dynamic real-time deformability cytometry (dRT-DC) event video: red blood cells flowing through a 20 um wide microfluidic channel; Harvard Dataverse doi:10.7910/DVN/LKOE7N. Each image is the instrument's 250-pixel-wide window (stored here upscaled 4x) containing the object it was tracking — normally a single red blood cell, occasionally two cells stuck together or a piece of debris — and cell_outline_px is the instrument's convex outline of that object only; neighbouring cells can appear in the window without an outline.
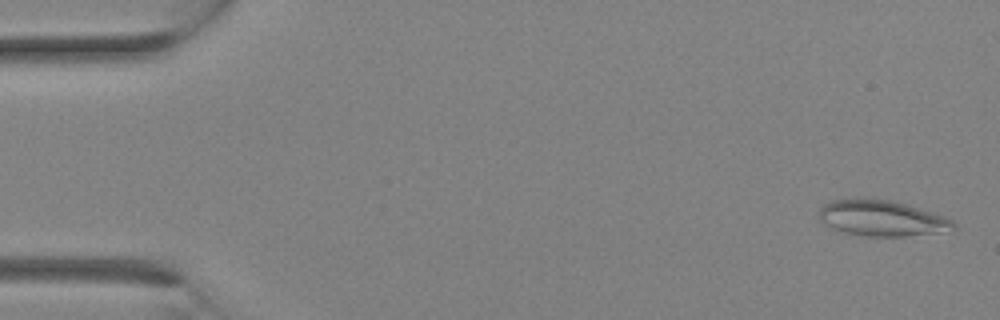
{"species": "Egyptian fruit bat (a non-hibernating species)", "species_latin": "Rousettus aegyptiacus", "temperature_condition": "room temperature", "stored_images_in_passage": 29, "camera_frame_rate_fps": 3000, "um_per_image_px": 0.085, "animal": {"sex": "female"}, "frame": {"image": 1, "passage_image": 1, "time_ms": 0.0, "image_size_px": [1000, 320], "cell_outline_px": [[956, 228], [952, 232], [904, 236], [864, 236], [840, 232], [824, 224], [820, 220], [820, 208], [824, 204], [832, 200], [864, 196], [888, 200], [908, 204], [944, 216], [952, 220], [956, 224]], "centroid_in_image_um": [74.98, 18.54], "position_along_channel_um": 10.0, "area_um2": 28.78}}
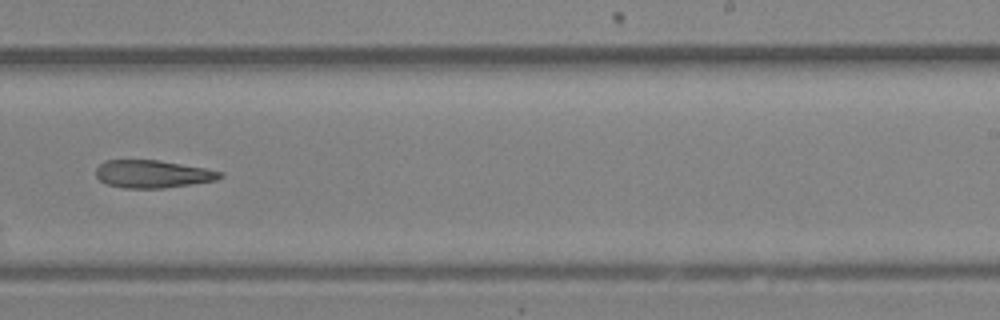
{"frame": {"image": 2, "passage_image": 18, "time_ms": 5.667, "image_size_px": [1000, 320], "cell_outline_px": [[224, 176], [216, 180], [192, 184], [164, 188], [124, 188], [108, 184], [100, 180], [96, 176], [96, 168], [104, 160], [156, 160], [204, 168], [224, 172]], "centroid_in_image_um": [12.98, 14.79], "position_along_channel_um": 276.0, "area_um2": 19.94}}
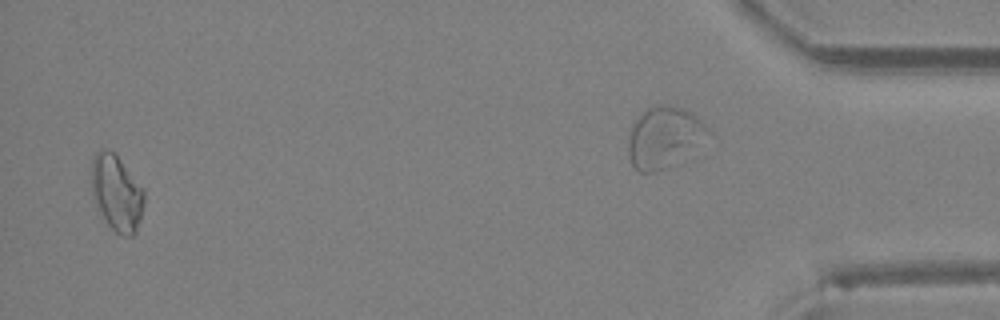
{"frame": {"image": 3, "passage_image": 28, "time_ms": 9.0, "image_size_px": [1000, 320], "cell_outline_px": [[144, 204], [136, 232], [132, 236], [120, 236], [104, 220], [92, 196], [92, 156], [100, 148], [108, 148], [116, 156], [144, 188]], "centroid_in_image_um": [9.91, 16.4], "position_along_channel_um": 425.3, "area_um2": 23.29}}